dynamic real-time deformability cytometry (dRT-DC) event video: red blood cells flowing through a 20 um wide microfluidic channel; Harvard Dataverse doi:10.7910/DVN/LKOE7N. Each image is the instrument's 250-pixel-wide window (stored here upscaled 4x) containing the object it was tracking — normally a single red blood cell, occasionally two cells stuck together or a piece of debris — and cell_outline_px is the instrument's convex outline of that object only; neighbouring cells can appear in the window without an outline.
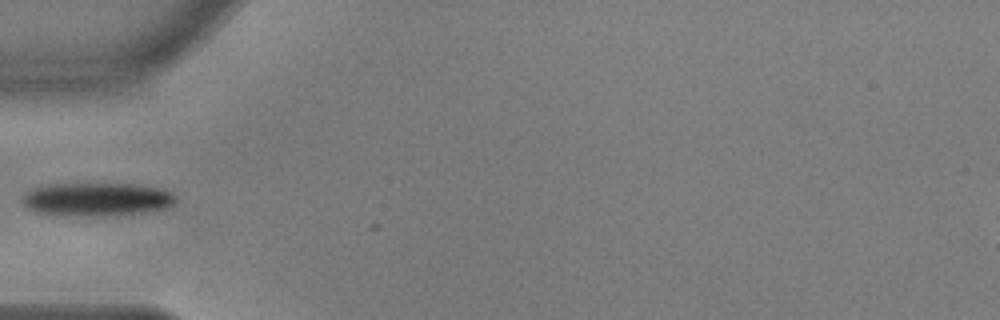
{"species": "common noctule bat (a hibernating species)", "species_latin": "Nyctalus noctula", "temperature_condition": "warm", "stored_images_in_passage": 3, "camera_frame_rate_fps": 3000, "um_per_image_px": 0.085, "animal": {"sex": "male", "body_mass_g": 17.9, "forearm_length_mm": 54.2}, "frame": {"image": 1, "passage_image": 1, "time_ms": 0.0, "image_size_px": [1000, 320], "cell_outline_px": [[176, 200], [172, 204], [164, 208], [140, 212], [96, 216], [64, 216], [36, 212], [28, 208], [20, 200], [32, 188], [48, 184], [136, 184], [164, 188], [176, 196]], "centroid_in_image_um": [8.2, 16.93], "position_along_channel_um": 76.8, "area_um2": 29.77}}